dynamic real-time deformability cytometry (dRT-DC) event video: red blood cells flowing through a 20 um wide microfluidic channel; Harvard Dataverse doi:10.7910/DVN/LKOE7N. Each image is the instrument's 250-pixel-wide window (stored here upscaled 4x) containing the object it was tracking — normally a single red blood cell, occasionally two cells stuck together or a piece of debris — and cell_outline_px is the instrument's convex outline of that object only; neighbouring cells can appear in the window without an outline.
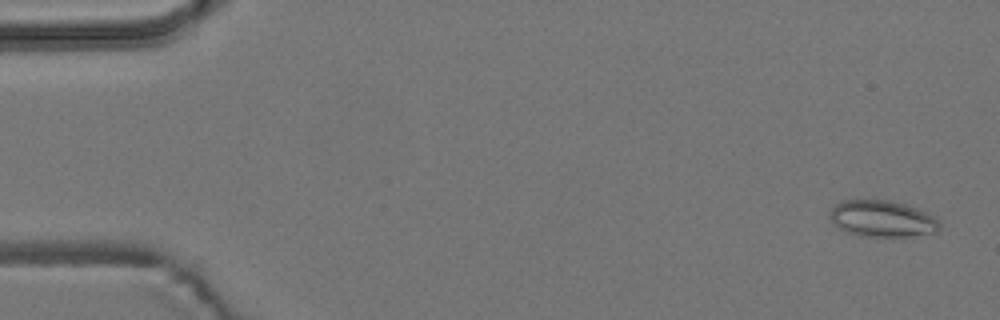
{"species": "common noctule bat (a hibernating species)", "species_latin": "Nyctalus noctula", "temperature_condition": "room temperature", "stored_images_in_passage": 6, "camera_frame_rate_fps": 3000, "um_per_image_px": 0.085, "animal": {"sex": "male", "body_mass_g": 19.2, "forearm_length_mm": 51.8}, "frame": {"image": 1, "passage_image": 1, "time_ms": 0.0, "image_size_px": [1000, 320], "cell_outline_px": [[940, 228], [936, 232], [908, 236], [860, 236], [848, 232], [832, 224], [828, 212], [840, 200], [888, 200], [904, 204], [928, 212], [940, 224]], "centroid_in_image_um": [74.94, 18.58], "position_along_channel_um": 10.1, "area_um2": 23.24}}